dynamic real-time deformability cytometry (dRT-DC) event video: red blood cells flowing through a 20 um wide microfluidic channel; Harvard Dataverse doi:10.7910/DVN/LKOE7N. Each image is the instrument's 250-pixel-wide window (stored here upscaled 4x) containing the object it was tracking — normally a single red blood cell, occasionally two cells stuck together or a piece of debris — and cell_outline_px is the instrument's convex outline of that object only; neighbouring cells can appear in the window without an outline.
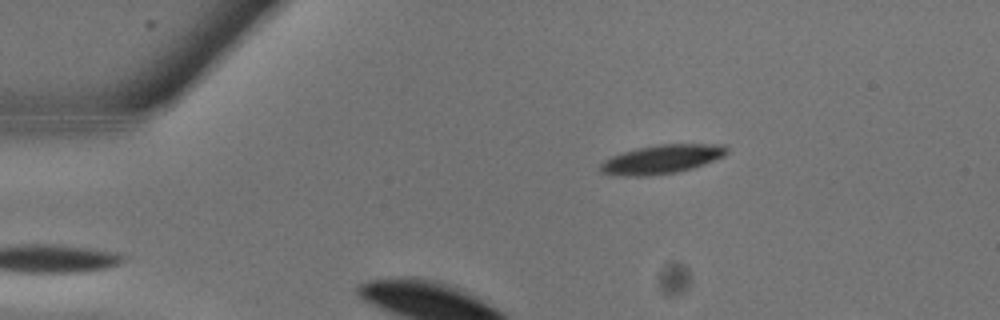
{"species": "common noctule bat (a hibernating species)", "species_latin": "Nyctalus noctula", "temperature_condition": "warm", "stored_images_in_passage": 8, "segment_of_instrument_passage": [1, 3], "camera_frame_rate_fps": 3000, "um_per_image_px": 0.085, "animal": {"sex": "male", "body_mass_g": 13.3}, "frame": {"image": 1, "passage_image": 1, "time_ms": 0.0, "image_size_px": [1000, 320], "cell_outline_px": [[728, 152], [724, 156], [704, 164], [692, 168], [676, 172], [644, 176], [624, 176], [600, 172], [600, 164], [604, 160], [612, 156], [636, 148], [656, 144], [724, 144], [728, 148]], "centroid_in_image_um": [56.26, 13.52], "position_along_channel_um": 28.7, "area_um2": 21.21}}